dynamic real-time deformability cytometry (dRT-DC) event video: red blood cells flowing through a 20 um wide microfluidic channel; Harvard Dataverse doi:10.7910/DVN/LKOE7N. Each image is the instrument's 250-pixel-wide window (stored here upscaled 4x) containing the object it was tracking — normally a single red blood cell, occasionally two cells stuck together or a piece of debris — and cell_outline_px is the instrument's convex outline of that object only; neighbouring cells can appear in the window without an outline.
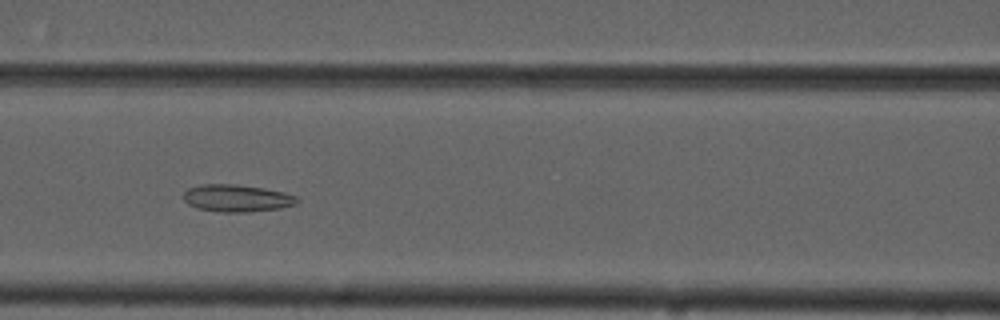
{"species": "common noctule bat (a hibernating species)", "species_latin": "Nyctalus noctula", "temperature_condition": "cold", "stored_images_in_passage": 55, "camera_frame_rate_fps": 3000, "um_per_image_px": 0.085, "animal": {"sex": "male", "forearm_length_mm": 52.5}, "frame": {"image": 1, "passage_image": 24, "time_ms": 7.667, "image_size_px": [1000, 320], "cell_outline_px": [[300, 200], [296, 204], [280, 208], [244, 212], [220, 212], [196, 208], [188, 204], [184, 200], [184, 192], [188, 188], [204, 184], [236, 184], [264, 188], [284, 192], [296, 196]], "centroid_in_image_um": [20.13, 16.84], "position_along_channel_um": 146.5, "area_um2": 18.03}}
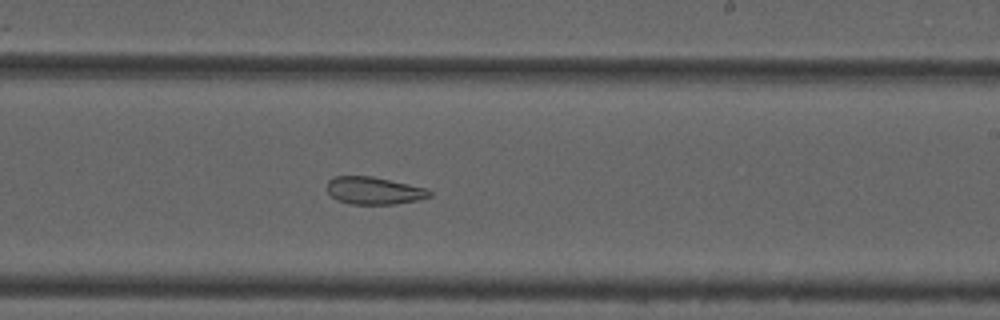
{"frame": {"image": 2, "passage_image": 33, "time_ms": 10.667, "image_size_px": [1000, 320], "cell_outline_px": [[432, 196], [420, 200], [396, 204], [348, 204], [336, 200], [328, 192], [328, 180], [336, 176], [372, 176], [408, 184], [424, 188], [432, 192]], "centroid_in_image_um": [31.79, 16.21], "position_along_channel_um": 257.2, "area_um2": 16.42}}
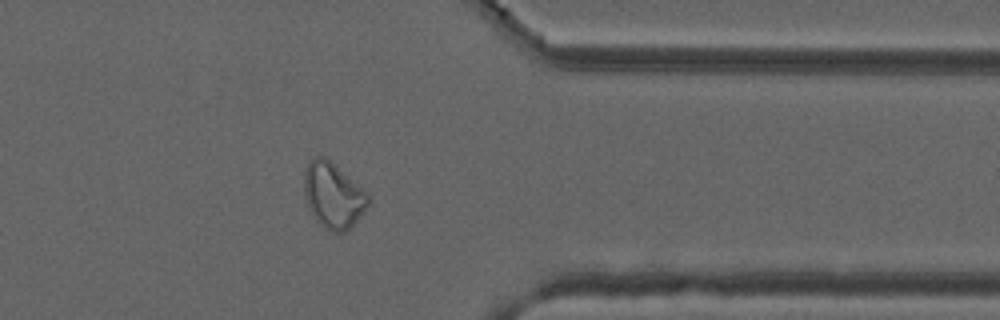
{"frame": {"image": 3, "passage_image": 44, "time_ms": 14.333, "image_size_px": [1000, 320], "cell_outline_px": [[372, 200], [356, 220], [344, 232], [336, 232], [324, 228], [316, 220], [304, 196], [304, 168], [308, 160], [316, 156], [324, 156], [360, 188]], "centroid_in_image_um": [28.26, 16.6], "position_along_channel_um": 383.1, "area_um2": 23.76}, "authors_computed_cell_mechanics": {"area_um2": 22.6576, "velocity_mm_per_s": 3.7108, "shape_relaxation_time_tau1_ms": null, "shape_relaxation_time_tau2_ms": 3.6165, "deformation_change_tau1": null, "deformation_change_tau2": 0.1049}}